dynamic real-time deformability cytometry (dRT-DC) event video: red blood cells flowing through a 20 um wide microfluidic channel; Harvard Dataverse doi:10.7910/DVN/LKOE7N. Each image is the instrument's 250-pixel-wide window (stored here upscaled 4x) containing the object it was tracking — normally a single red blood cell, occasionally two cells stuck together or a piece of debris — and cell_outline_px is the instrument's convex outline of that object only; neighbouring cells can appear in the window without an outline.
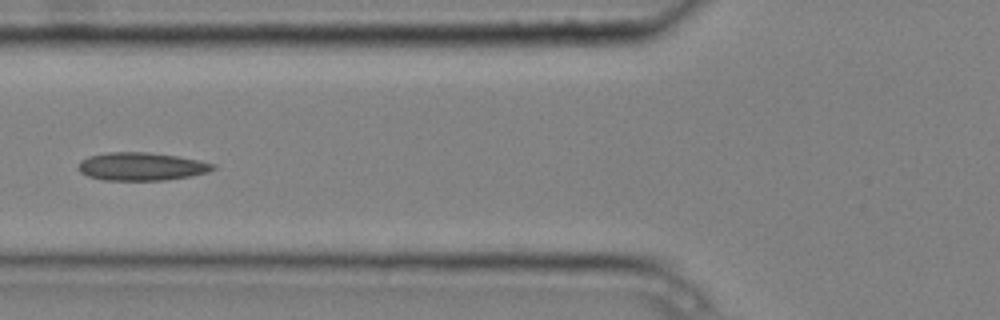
{"species": "common noctule bat (a hibernating species)", "species_latin": "Nyctalus noctula", "temperature_condition": "cold", "stored_images_in_passage": 7, "camera_frame_rate_fps": 3000, "um_per_image_px": 0.085, "animal": {"sex": "male", "body_mass_g": 20.4}, "frame": {"image": 1, "passage_image": 4, "time_ms": 1.0, "image_size_px": [1000, 320], "cell_outline_px": [[216, 168], [208, 172], [188, 176], [164, 180], [104, 180], [88, 176], [80, 172], [76, 168], [80, 160], [88, 156], [108, 152], [148, 152], [176, 156], [200, 160], [216, 164]], "centroid_in_image_um": [11.99, 14.14], "position_along_channel_um": 113.8, "area_um2": 22.08}}
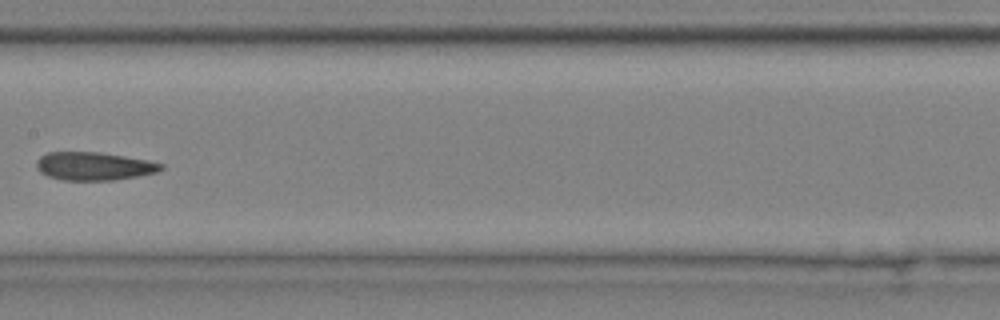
{"frame": {"image": 2, "passage_image": 6, "time_ms": 1.667, "image_size_px": [1000, 320], "cell_outline_px": [[164, 168], [156, 172], [136, 176], [112, 180], [64, 180], [48, 176], [40, 172], [36, 168], [36, 160], [40, 156], [48, 152], [100, 152], [148, 160], [164, 164]], "centroid_in_image_um": [7.96, 14.11], "position_along_channel_um": 199.4, "area_um2": 20.4}}
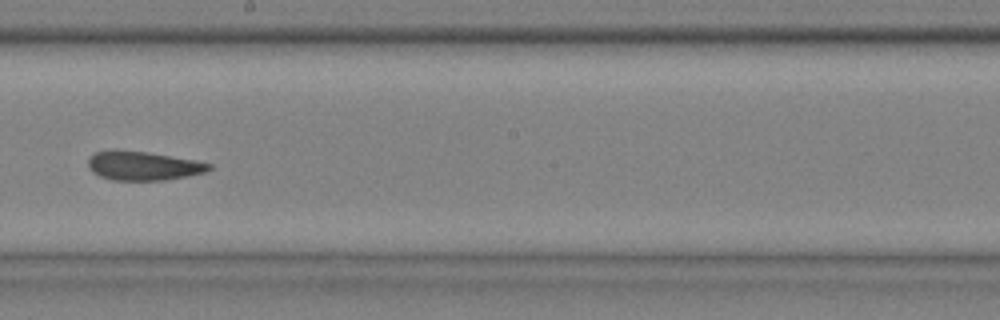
{"frame": {"image": 3, "passage_image": 7, "time_ms": 2.0, "image_size_px": [1000, 320], "cell_outline_px": [[212, 168], [204, 172], [188, 176], [164, 180], [112, 180], [100, 176], [92, 172], [88, 168], [88, 160], [96, 152], [112, 148], [116, 148], [148, 152], [196, 160], [212, 164]], "centroid_in_image_um": [12.14, 14.07], "position_along_channel_um": 236.1, "area_um2": 20.69}}